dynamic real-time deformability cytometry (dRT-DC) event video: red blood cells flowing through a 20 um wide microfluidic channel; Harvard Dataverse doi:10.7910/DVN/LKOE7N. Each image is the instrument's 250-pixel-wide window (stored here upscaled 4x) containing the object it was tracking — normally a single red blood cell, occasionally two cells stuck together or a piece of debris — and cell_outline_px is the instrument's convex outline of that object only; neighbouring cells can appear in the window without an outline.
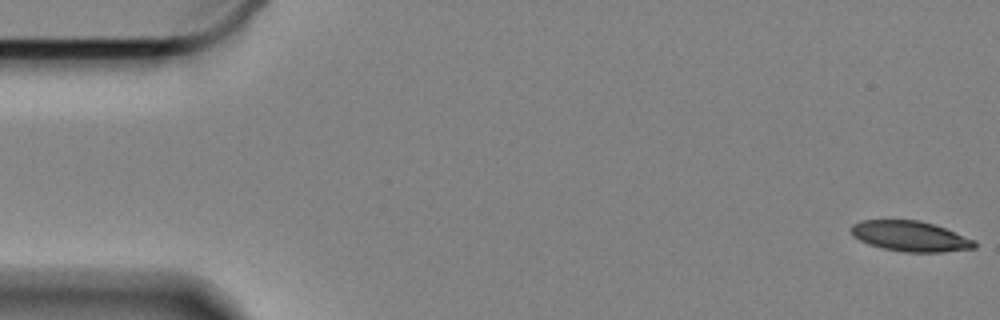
{"species": "Egyptian fruit bat (a non-hibernating species)", "species_latin": "Rousettus aegyptiacus", "temperature_condition": "cold", "stored_images_in_passage": 60, "camera_frame_rate_fps": 3000, "um_per_image_px": 0.085, "animal": {"sex": "female"}, "frame": {"image": 1, "passage_image": 1, "time_ms": 0.0, "image_size_px": [1000, 320], "cell_outline_px": [[976, 248], [944, 252], [904, 252], [880, 248], [868, 244], [852, 236], [852, 224], [860, 220], [920, 220], [944, 228], [976, 240]], "centroid_in_image_um": [77.37, 20.09], "position_along_channel_um": 7.6, "area_um2": 21.91}}
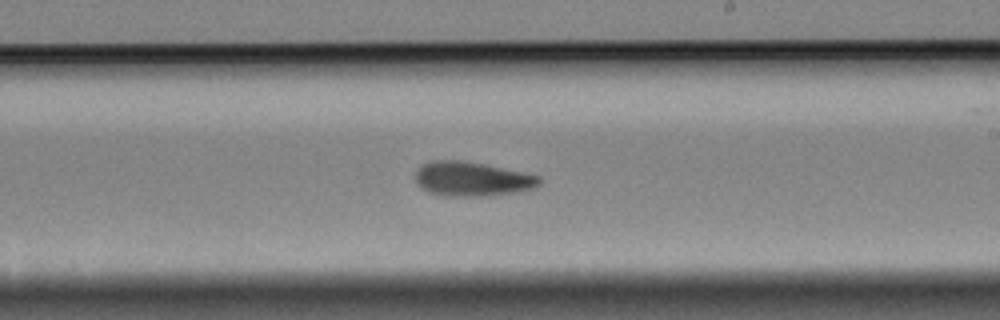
{"frame": {"image": 2, "passage_image": 34, "time_ms": 11.0, "image_size_px": [1000, 320], "cell_outline_px": [[540, 184], [536, 188], [516, 192], [488, 196], [444, 196], [428, 192], [420, 188], [416, 184], [416, 172], [424, 164], [432, 160], [456, 160], [484, 164], [524, 172], [540, 176]], "centroid_in_image_um": [40.13, 15.23], "position_along_channel_um": 248.9, "area_um2": 24.91}}
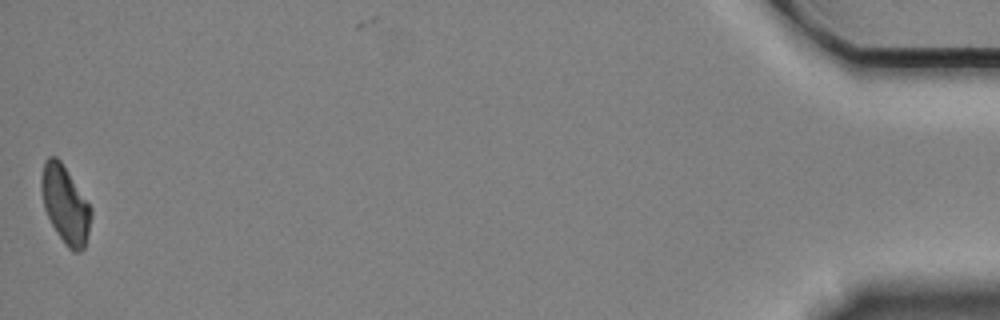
{"frame": {"image": 3, "passage_image": 59, "time_ms": 19.333, "image_size_px": [1000, 320], "cell_outline_px": [[92, 216], [84, 248], [80, 252], [72, 252], [64, 244], [56, 232], [44, 208], [40, 188], [40, 180], [44, 160], [48, 156], [56, 156], [60, 160], [92, 208]], "centroid_in_image_um": [5.53, 17.39], "position_along_channel_um": 429.7, "area_um2": 22.48}, "authors_computed_cell_mechanics": {"area_um2": 23.7847, "velocity_mm_per_s": 3.3208, "shape_relaxation_time_tau1_ms": 4.9155, "shape_relaxation_time_tau2_ms": null, "deformation_change_tau1": 0.1473, "deformation_change_tau2": null}}